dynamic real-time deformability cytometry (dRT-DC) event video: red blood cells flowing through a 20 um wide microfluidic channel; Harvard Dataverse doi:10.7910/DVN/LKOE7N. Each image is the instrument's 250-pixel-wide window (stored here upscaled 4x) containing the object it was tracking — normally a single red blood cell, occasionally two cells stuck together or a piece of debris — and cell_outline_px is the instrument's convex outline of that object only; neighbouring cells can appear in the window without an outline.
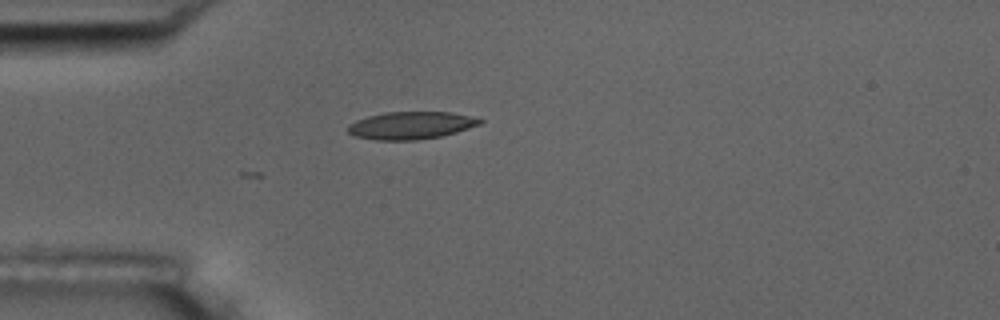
{"species": "common noctule bat (a hibernating species)", "species_latin": "Nyctalus noctula", "temperature_condition": "room temperature", "stored_images_in_passage": 6, "camera_frame_rate_fps": 3000, "um_per_image_px": 0.085, "animal": {"sex": "male", "body_mass_g": 17.5, "forearm_length_mm": 52.3}, "frame": {"image": 1, "passage_image": 1, "time_ms": 0.0, "image_size_px": [1000, 320], "cell_outline_px": [[484, 120], [480, 124], [456, 132], [440, 136], [416, 140], [376, 140], [356, 136], [348, 132], [348, 124], [356, 120], [368, 116], [384, 112], [452, 112]], "centroid_in_image_um": [34.9, 10.65], "position_along_channel_um": 50.1, "area_um2": 20.98}}